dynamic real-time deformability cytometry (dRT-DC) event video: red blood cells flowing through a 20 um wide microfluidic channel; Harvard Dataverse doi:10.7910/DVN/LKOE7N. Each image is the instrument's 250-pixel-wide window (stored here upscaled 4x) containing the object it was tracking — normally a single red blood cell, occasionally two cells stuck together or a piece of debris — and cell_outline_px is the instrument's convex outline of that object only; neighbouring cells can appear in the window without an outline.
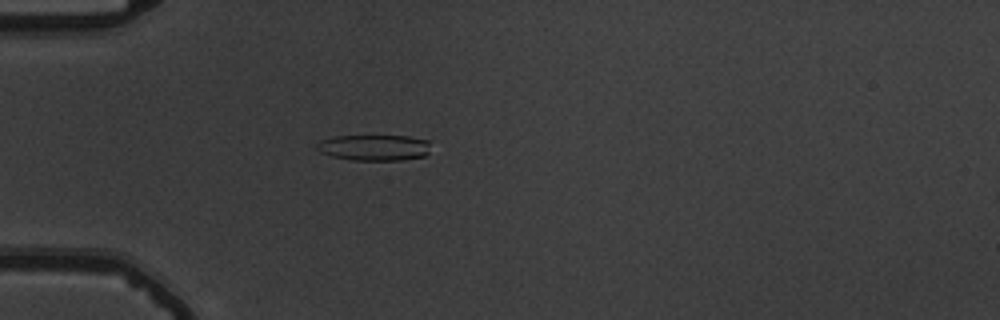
{"species": "common noctule bat (a hibernating species)", "species_latin": "Nyctalus noctula", "temperature_condition": "warm", "stored_images_in_passage": 54, "camera_frame_rate_fps": 3000, "um_per_image_px": 0.085, "animal": {"sex": "male", "body_mass_g": 19.5, "forearm_length_mm": 54.6}, "frame": {"image": 1, "passage_image": 16, "time_ms": 5.0, "image_size_px": [1000, 320], "cell_outline_px": [[428, 152], [424, 156], [404, 160], [352, 160], [332, 156], [320, 152], [316, 148], [316, 144], [320, 140], [336, 136], [408, 136], [428, 140]], "centroid_in_image_um": [31.78, 12.54], "position_along_channel_um": 53.2, "area_um2": 17.17}}
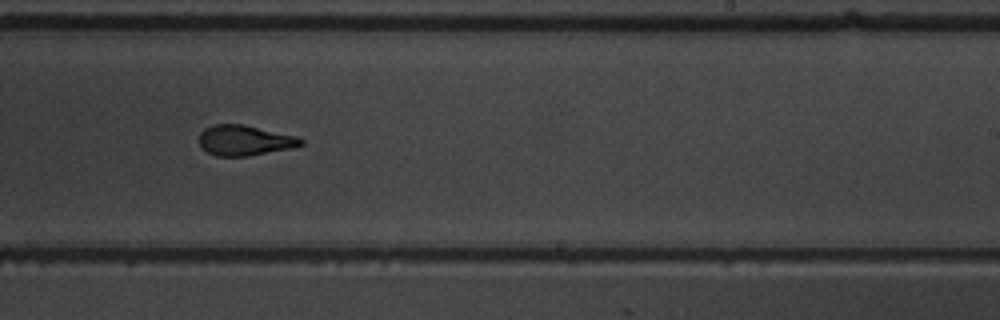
{"frame": {"image": 2, "passage_image": 34, "time_ms": 11.0, "image_size_px": [1000, 320], "cell_outline_px": [[304, 144], [292, 148], [248, 156], [216, 156], [200, 148], [200, 132], [204, 128], [212, 124], [244, 124], [296, 136], [304, 140]], "centroid_in_image_um": [20.78, 11.93], "position_along_channel_um": 268.2, "area_um2": 18.09}}
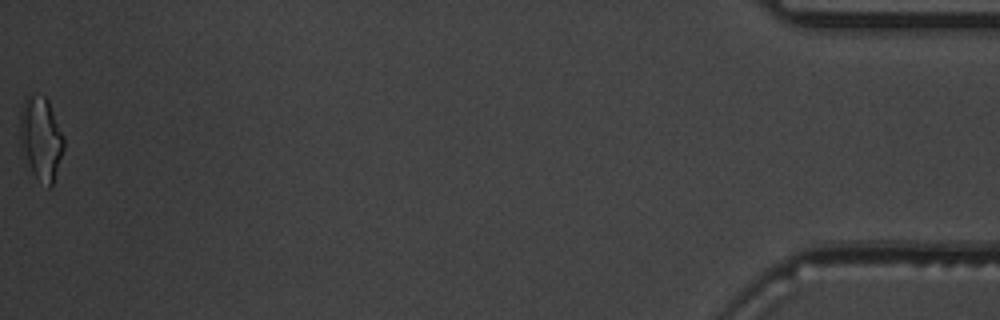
{"frame": {"image": 3, "passage_image": 54, "time_ms": 17.667, "image_size_px": [1000, 320], "cell_outline_px": [[64, 148], [52, 184], [48, 188], [32, 172], [28, 164], [20, 140], [20, 108], [24, 100], [28, 96], [44, 96], [48, 100], [64, 136]], "centroid_in_image_um": [3.49, 11.73], "position_along_channel_um": 431.7, "area_um2": 20.81}, "authors_computed_cell_mechanics": {"area_um2": 18.6405, "velocity_mm_per_s": 3.8012, "shape_relaxation_time_tau1_ms": 4.6293, "shape_relaxation_time_tau2_ms": 1.6541, "deformation_change_tau1": 0.1779, "deformation_change_tau2": 0.1086}}